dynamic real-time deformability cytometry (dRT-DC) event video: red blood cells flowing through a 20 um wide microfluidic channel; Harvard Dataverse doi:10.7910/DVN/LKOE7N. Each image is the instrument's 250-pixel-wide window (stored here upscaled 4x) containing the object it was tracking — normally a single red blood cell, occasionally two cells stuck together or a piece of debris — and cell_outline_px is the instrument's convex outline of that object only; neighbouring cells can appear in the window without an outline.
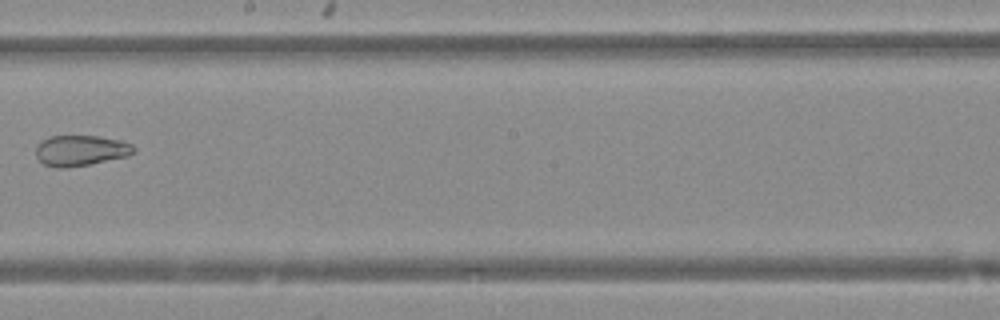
{"species": "Egyptian fruit bat (a non-hibernating species)", "species_latin": "Rousettus aegyptiacus", "temperature_condition": "warm", "stored_images_in_passage": 7, "camera_frame_rate_fps": 3000, "um_per_image_px": 0.085, "animal": {"sex": "female"}, "frame": {"image": 1, "passage_image": 7, "time_ms": 2.0, "image_size_px": [1000, 320], "cell_outline_px": [[136, 148], [128, 156], [88, 164], [64, 168], [56, 168], [44, 164], [36, 156], [36, 148], [48, 136], [96, 136], [124, 140], [132, 144]], "centroid_in_image_um": [6.88, 12.79], "position_along_channel_um": 241.3, "area_um2": 17.34}}